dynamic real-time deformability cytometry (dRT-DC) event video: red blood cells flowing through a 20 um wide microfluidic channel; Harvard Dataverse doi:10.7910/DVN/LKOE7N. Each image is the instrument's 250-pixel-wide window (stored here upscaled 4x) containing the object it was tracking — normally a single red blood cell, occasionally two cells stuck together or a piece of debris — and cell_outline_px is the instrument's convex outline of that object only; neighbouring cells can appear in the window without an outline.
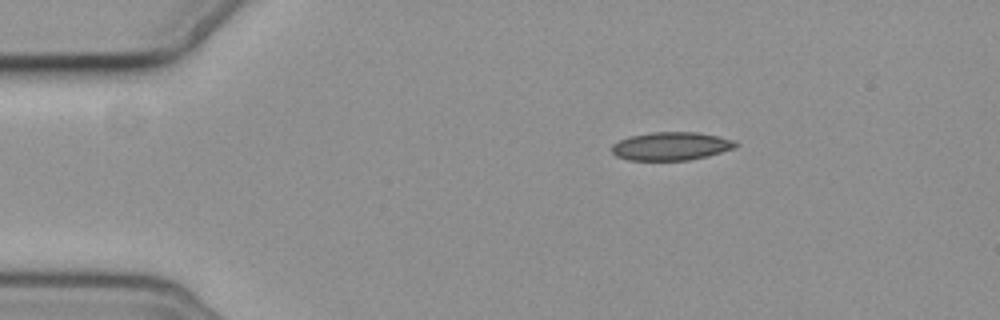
{"species": "common noctule bat (a hibernating species)", "species_latin": "Nyctalus noctula", "temperature_condition": "cold", "stored_images_in_passage": 3, "camera_frame_rate_fps": 3000, "um_per_image_px": 0.085, "animal": {"sex": "female", "body_mass_g": 19.3, "forearm_length_mm": 54.1}, "frame": {"image": 1, "passage_image": 1, "time_ms": 0.0, "image_size_px": [1000, 320], "cell_outline_px": [[740, 144], [736, 148], [708, 156], [688, 160], [628, 160], [616, 156], [612, 152], [612, 144], [628, 136], [652, 132], [696, 132], [720, 136], [736, 140]], "centroid_in_image_um": [57.09, 12.42], "position_along_channel_um": 27.9, "area_um2": 20.63}}